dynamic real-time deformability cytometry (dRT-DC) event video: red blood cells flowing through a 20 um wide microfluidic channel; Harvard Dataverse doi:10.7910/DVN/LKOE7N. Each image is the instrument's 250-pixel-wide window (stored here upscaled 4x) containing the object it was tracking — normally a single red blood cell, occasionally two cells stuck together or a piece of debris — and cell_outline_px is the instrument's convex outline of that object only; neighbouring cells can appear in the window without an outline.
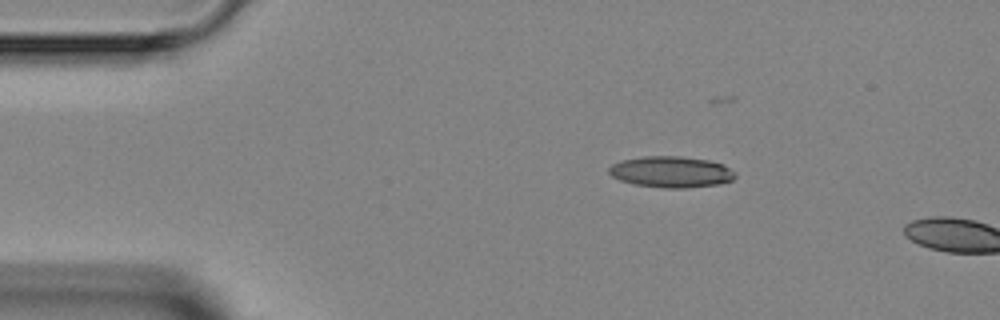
{"species": "Egyptian fruit bat (a non-hibernating species)", "species_latin": "Rousettus aegyptiacus", "temperature_condition": "room temperature", "stored_images_in_passage": 5, "camera_frame_rate_fps": 3000, "um_per_image_px": 0.085, "animal": {"sex": "female"}, "frame": {"image": 1, "passage_image": 3, "time_ms": 2.333, "image_size_px": [1000, 320], "cell_outline_px": [[736, 176], [732, 180], [720, 184], [684, 188], [664, 188], [632, 184], [620, 180], [612, 176], [608, 172], [608, 168], [612, 164], [620, 160], [644, 156], [680, 156], [708, 160], [724, 164], [736, 172]], "centroid_in_image_um": [57.05, 14.61], "position_along_channel_um": 28.0, "area_um2": 23.18}}
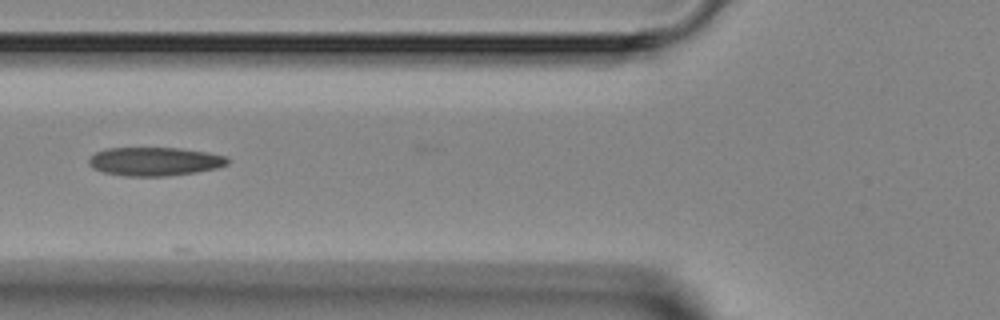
{"frame": {"image": 2, "passage_image": 5, "time_ms": 5.667, "image_size_px": [1000, 320], "cell_outline_px": [[228, 164], [216, 168], [192, 172], [164, 176], [124, 176], [104, 172], [88, 164], [88, 160], [96, 152], [108, 148], [180, 148], [208, 152], [228, 156]], "centroid_in_image_um": [13.16, 13.71], "position_along_channel_um": 112.6, "area_um2": 22.89}}